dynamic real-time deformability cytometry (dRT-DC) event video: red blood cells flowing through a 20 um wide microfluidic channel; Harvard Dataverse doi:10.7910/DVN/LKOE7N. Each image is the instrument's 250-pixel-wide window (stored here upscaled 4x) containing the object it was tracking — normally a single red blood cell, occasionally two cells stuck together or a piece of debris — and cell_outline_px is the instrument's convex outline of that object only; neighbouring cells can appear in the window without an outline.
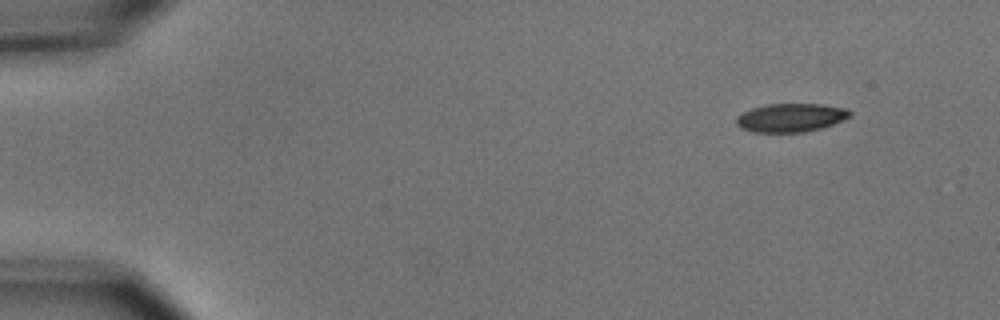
{"species": "common noctule bat (a hibernating species)", "species_latin": "Nyctalus noctula", "temperature_condition": "cold", "stored_images_in_passage": 5, "segment_of_instrument_passage": [1, 2], "camera_frame_rate_fps": 3000, "um_per_image_px": 0.085, "animal": {"sex": "male", "body_mass_g": 15.6}, "frame": {"image": 1, "passage_image": 1, "time_ms": 0.0, "image_size_px": [1000, 320], "cell_outline_px": [[852, 116], [844, 120], [820, 128], [804, 132], [752, 132], [740, 128], [736, 124], [736, 116], [752, 108], [768, 104], [820, 104], [848, 108], [852, 112]], "centroid_in_image_um": [67.23, 10.0], "position_along_channel_um": 17.8, "area_um2": 18.96}}
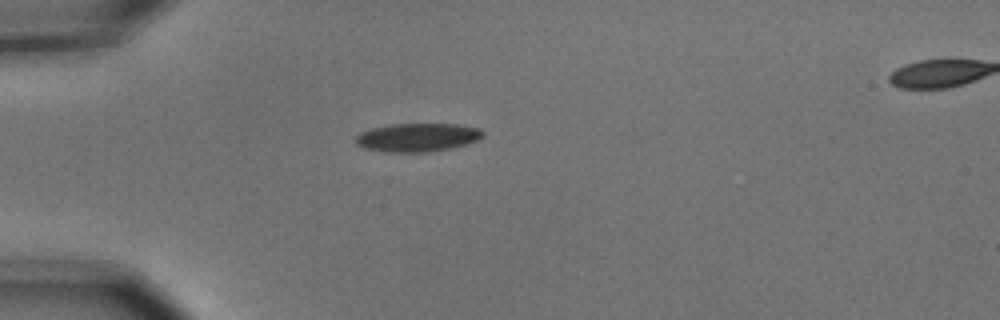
{"frame": {"image": 2, "passage_image": 4, "time_ms": 1.0, "image_size_px": [1000, 320], "cell_outline_px": [[484, 136], [468, 144], [452, 148], [432, 152], [384, 152], [364, 148], [356, 144], [356, 136], [360, 132], [372, 128], [392, 124], [456, 124], [480, 128], [484, 132]], "centroid_in_image_um": [35.5, 11.69], "position_along_channel_um": 49.5, "area_um2": 21.27}}